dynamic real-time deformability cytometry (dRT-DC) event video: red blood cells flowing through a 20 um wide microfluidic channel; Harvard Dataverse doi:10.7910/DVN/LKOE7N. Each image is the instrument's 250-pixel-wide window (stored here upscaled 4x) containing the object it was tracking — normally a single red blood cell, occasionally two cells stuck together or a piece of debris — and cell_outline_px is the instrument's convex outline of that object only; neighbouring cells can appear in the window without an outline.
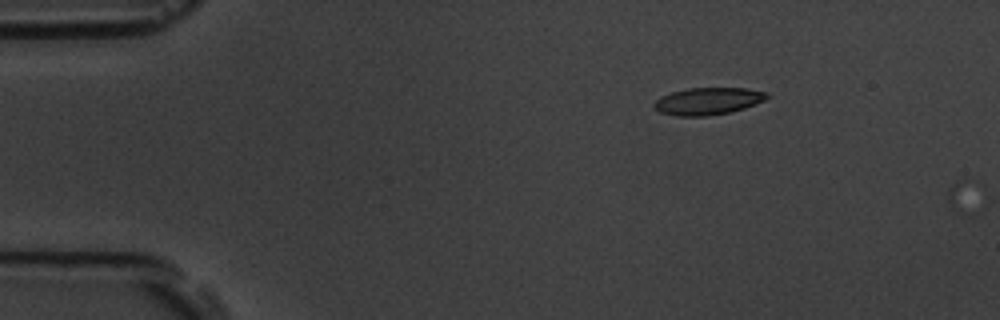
{"species": "common noctule bat (a hibernating species)", "species_latin": "Nyctalus noctula", "temperature_condition": "room temperature", "stored_images_in_passage": 3, "camera_frame_rate_fps": 3000, "um_per_image_px": 0.085, "animal": {"sex": "male", "body_mass_g": 19.5, "forearm_length_mm": 54.6}, "frame": {"image": 1, "passage_image": 1, "time_ms": 0.0, "image_size_px": [1000, 320], "cell_outline_px": [[772, 96], [764, 100], [744, 108], [728, 112], [708, 116], [676, 116], [660, 112], [652, 104], [660, 96], [672, 92], [688, 88], [748, 88], [768, 92]], "centroid_in_image_um": [60.19, 8.59], "position_along_channel_um": 24.8, "area_um2": 17.92}}